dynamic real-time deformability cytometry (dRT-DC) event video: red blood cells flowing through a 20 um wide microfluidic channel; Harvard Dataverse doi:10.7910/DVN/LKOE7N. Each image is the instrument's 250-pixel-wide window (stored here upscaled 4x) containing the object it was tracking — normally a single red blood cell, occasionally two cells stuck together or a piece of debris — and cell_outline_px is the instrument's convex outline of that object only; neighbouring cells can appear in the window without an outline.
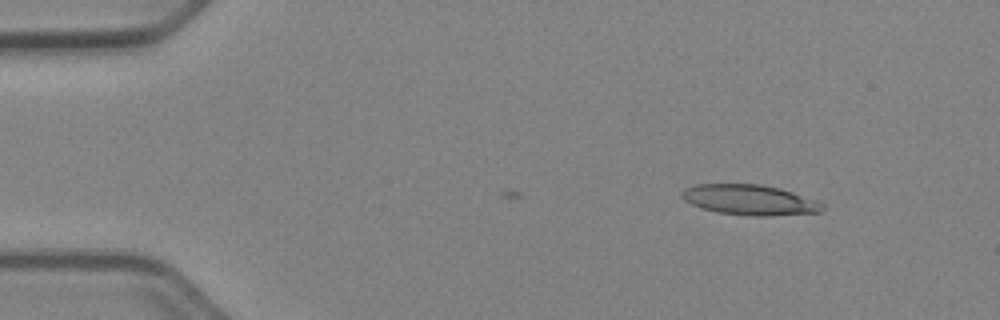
{"species": "Egyptian fruit bat (a non-hibernating species)", "species_latin": "Rousettus aegyptiacus", "temperature_condition": "cold", "stored_images_in_passage": 12, "camera_frame_rate_fps": 3000, "um_per_image_px": 0.085, "animal": {"sex": "female"}, "frame": {"image": 1, "passage_image": 12, "time_ms": 3.667, "image_size_px": [1000, 320], "cell_outline_px": [[824, 208], [820, 212], [772, 216], [752, 216], [716, 212], [700, 208], [684, 200], [680, 196], [680, 192], [684, 188], [696, 184], [760, 184], [780, 188], [816, 200], [824, 204]], "centroid_in_image_um": [63.69, 16.99], "position_along_channel_um": 21.3, "area_um2": 25.03}}